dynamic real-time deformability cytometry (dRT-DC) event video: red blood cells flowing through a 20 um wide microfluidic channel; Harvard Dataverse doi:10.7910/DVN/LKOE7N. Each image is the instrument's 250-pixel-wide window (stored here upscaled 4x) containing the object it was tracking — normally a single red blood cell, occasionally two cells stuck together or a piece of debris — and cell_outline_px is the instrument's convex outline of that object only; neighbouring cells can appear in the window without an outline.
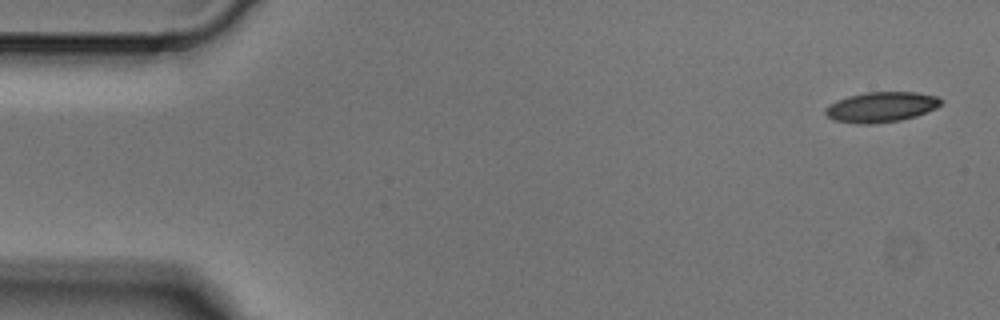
{"species": "Egyptian fruit bat (a non-hibernating species)", "species_latin": "Rousettus aegyptiacus", "temperature_condition": "cold", "stored_images_in_passage": 4, "camera_frame_rate_fps": 3000, "um_per_image_px": 0.085, "animal": {"sex": "male"}, "frame": {"image": 1, "passage_image": 1, "time_ms": 0.0, "image_size_px": [1000, 320], "cell_outline_px": [[944, 100], [936, 108], [916, 116], [900, 120], [872, 124], [856, 124], [832, 120], [824, 112], [824, 108], [828, 104], [836, 100], [848, 96], [864, 92], [916, 92], [936, 96]], "centroid_in_image_um": [74.86, 9.1], "position_along_channel_um": 10.1, "area_um2": 20.58}}
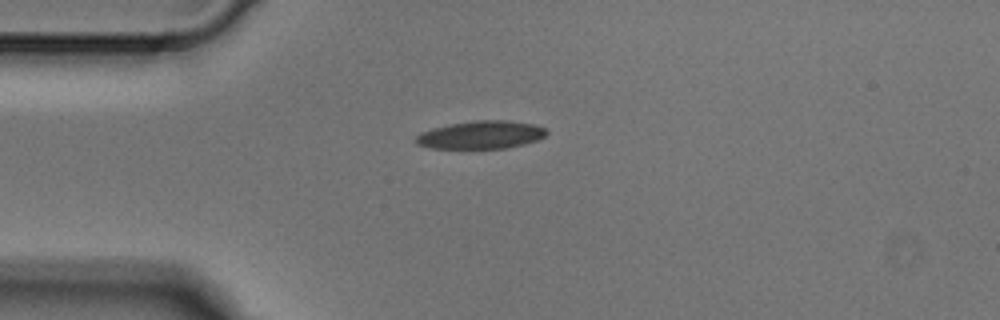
{"frame": {"image": 2, "passage_image": 4, "time_ms": 1.0, "image_size_px": [1000, 320], "cell_outline_px": [[548, 132], [544, 136], [536, 140], [524, 144], [508, 148], [432, 148], [416, 144], [412, 140], [420, 132], [432, 128], [448, 124], [476, 120], [508, 120], [532, 124], [544, 128]], "centroid_in_image_um": [40.83, 11.46], "position_along_channel_um": 44.2, "area_um2": 21.33}}